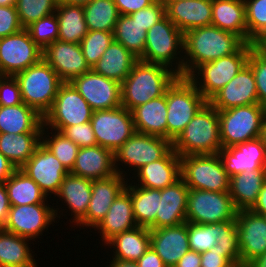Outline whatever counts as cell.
Listing matches in <instances>:
<instances>
[{
  "mask_svg": "<svg viewBox=\"0 0 266 267\" xmlns=\"http://www.w3.org/2000/svg\"><path fill=\"white\" fill-rule=\"evenodd\" d=\"M183 43V77H188L201 64L231 55L245 42L234 33L210 25L185 32Z\"/></svg>",
  "mask_w": 266,
  "mask_h": 267,
  "instance_id": "1",
  "label": "cell"
},
{
  "mask_svg": "<svg viewBox=\"0 0 266 267\" xmlns=\"http://www.w3.org/2000/svg\"><path fill=\"white\" fill-rule=\"evenodd\" d=\"M178 75L170 68L137 60L121 83V104L132 111L151 99L161 97Z\"/></svg>",
  "mask_w": 266,
  "mask_h": 267,
  "instance_id": "2",
  "label": "cell"
},
{
  "mask_svg": "<svg viewBox=\"0 0 266 267\" xmlns=\"http://www.w3.org/2000/svg\"><path fill=\"white\" fill-rule=\"evenodd\" d=\"M172 145L173 150L180 157L219 153L222 149V142L218 110L207 102Z\"/></svg>",
  "mask_w": 266,
  "mask_h": 267,
  "instance_id": "3",
  "label": "cell"
},
{
  "mask_svg": "<svg viewBox=\"0 0 266 267\" xmlns=\"http://www.w3.org/2000/svg\"><path fill=\"white\" fill-rule=\"evenodd\" d=\"M23 102L42 117L49 111L63 83L56 71L42 58L38 63L14 75Z\"/></svg>",
  "mask_w": 266,
  "mask_h": 267,
  "instance_id": "4",
  "label": "cell"
},
{
  "mask_svg": "<svg viewBox=\"0 0 266 267\" xmlns=\"http://www.w3.org/2000/svg\"><path fill=\"white\" fill-rule=\"evenodd\" d=\"M167 139L172 143L208 102L188 77L178 76L166 89Z\"/></svg>",
  "mask_w": 266,
  "mask_h": 267,
  "instance_id": "5",
  "label": "cell"
},
{
  "mask_svg": "<svg viewBox=\"0 0 266 267\" xmlns=\"http://www.w3.org/2000/svg\"><path fill=\"white\" fill-rule=\"evenodd\" d=\"M183 42L184 33L165 15L147 31L144 53L139 60L166 66L178 76L183 77L184 59L182 58L184 57H177L181 50L183 53ZM174 61H176L175 65L177 66L175 68L172 65Z\"/></svg>",
  "mask_w": 266,
  "mask_h": 267,
  "instance_id": "6",
  "label": "cell"
},
{
  "mask_svg": "<svg viewBox=\"0 0 266 267\" xmlns=\"http://www.w3.org/2000/svg\"><path fill=\"white\" fill-rule=\"evenodd\" d=\"M253 47V44L244 43L231 55L201 64L188 76V79L192 81L201 95L209 101L247 64L250 50ZM196 73L202 77L197 78Z\"/></svg>",
  "mask_w": 266,
  "mask_h": 267,
  "instance_id": "7",
  "label": "cell"
},
{
  "mask_svg": "<svg viewBox=\"0 0 266 267\" xmlns=\"http://www.w3.org/2000/svg\"><path fill=\"white\" fill-rule=\"evenodd\" d=\"M222 148L261 137L266 109L259 103L218 110Z\"/></svg>",
  "mask_w": 266,
  "mask_h": 267,
  "instance_id": "8",
  "label": "cell"
},
{
  "mask_svg": "<svg viewBox=\"0 0 266 267\" xmlns=\"http://www.w3.org/2000/svg\"><path fill=\"white\" fill-rule=\"evenodd\" d=\"M181 178L189 189L229 192L230 177L219 154L180 157Z\"/></svg>",
  "mask_w": 266,
  "mask_h": 267,
  "instance_id": "9",
  "label": "cell"
},
{
  "mask_svg": "<svg viewBox=\"0 0 266 267\" xmlns=\"http://www.w3.org/2000/svg\"><path fill=\"white\" fill-rule=\"evenodd\" d=\"M94 110L70 82H63L49 111L43 117V126L62 132L66 127L87 123Z\"/></svg>",
  "mask_w": 266,
  "mask_h": 267,
  "instance_id": "10",
  "label": "cell"
},
{
  "mask_svg": "<svg viewBox=\"0 0 266 267\" xmlns=\"http://www.w3.org/2000/svg\"><path fill=\"white\" fill-rule=\"evenodd\" d=\"M237 212L229 192L189 189L186 222L213 224L236 221Z\"/></svg>",
  "mask_w": 266,
  "mask_h": 267,
  "instance_id": "11",
  "label": "cell"
},
{
  "mask_svg": "<svg viewBox=\"0 0 266 267\" xmlns=\"http://www.w3.org/2000/svg\"><path fill=\"white\" fill-rule=\"evenodd\" d=\"M173 148L166 138L135 132L126 142L114 151V163L117 173L123 175L117 162L134 167L137 172L141 167L162 159Z\"/></svg>",
  "mask_w": 266,
  "mask_h": 267,
  "instance_id": "12",
  "label": "cell"
},
{
  "mask_svg": "<svg viewBox=\"0 0 266 267\" xmlns=\"http://www.w3.org/2000/svg\"><path fill=\"white\" fill-rule=\"evenodd\" d=\"M90 122L97 145L113 152L136 132L131 111L122 106L95 110Z\"/></svg>",
  "mask_w": 266,
  "mask_h": 267,
  "instance_id": "13",
  "label": "cell"
},
{
  "mask_svg": "<svg viewBox=\"0 0 266 267\" xmlns=\"http://www.w3.org/2000/svg\"><path fill=\"white\" fill-rule=\"evenodd\" d=\"M42 52L26 28L0 38V76H14L26 70L43 58Z\"/></svg>",
  "mask_w": 266,
  "mask_h": 267,
  "instance_id": "14",
  "label": "cell"
},
{
  "mask_svg": "<svg viewBox=\"0 0 266 267\" xmlns=\"http://www.w3.org/2000/svg\"><path fill=\"white\" fill-rule=\"evenodd\" d=\"M47 205L37 203L11 206L2 229L30 240L38 238L58 217V208L53 209Z\"/></svg>",
  "mask_w": 266,
  "mask_h": 267,
  "instance_id": "15",
  "label": "cell"
},
{
  "mask_svg": "<svg viewBox=\"0 0 266 267\" xmlns=\"http://www.w3.org/2000/svg\"><path fill=\"white\" fill-rule=\"evenodd\" d=\"M90 107L95 110H110L122 106L121 84L90 69L70 82Z\"/></svg>",
  "mask_w": 266,
  "mask_h": 267,
  "instance_id": "16",
  "label": "cell"
},
{
  "mask_svg": "<svg viewBox=\"0 0 266 267\" xmlns=\"http://www.w3.org/2000/svg\"><path fill=\"white\" fill-rule=\"evenodd\" d=\"M20 170L34 180L47 197L49 194H54L56 197L64 177L69 173L42 143L37 146L33 155Z\"/></svg>",
  "mask_w": 266,
  "mask_h": 267,
  "instance_id": "17",
  "label": "cell"
},
{
  "mask_svg": "<svg viewBox=\"0 0 266 267\" xmlns=\"http://www.w3.org/2000/svg\"><path fill=\"white\" fill-rule=\"evenodd\" d=\"M240 262L248 267L266 253V220L251 210H239L236 216Z\"/></svg>",
  "mask_w": 266,
  "mask_h": 267,
  "instance_id": "18",
  "label": "cell"
},
{
  "mask_svg": "<svg viewBox=\"0 0 266 267\" xmlns=\"http://www.w3.org/2000/svg\"><path fill=\"white\" fill-rule=\"evenodd\" d=\"M42 53L43 59L56 71L62 82H71L91 69L77 43L56 40L47 45Z\"/></svg>",
  "mask_w": 266,
  "mask_h": 267,
  "instance_id": "19",
  "label": "cell"
},
{
  "mask_svg": "<svg viewBox=\"0 0 266 267\" xmlns=\"http://www.w3.org/2000/svg\"><path fill=\"white\" fill-rule=\"evenodd\" d=\"M218 154L229 177L252 170H266V146L261 137L222 148Z\"/></svg>",
  "mask_w": 266,
  "mask_h": 267,
  "instance_id": "20",
  "label": "cell"
},
{
  "mask_svg": "<svg viewBox=\"0 0 266 267\" xmlns=\"http://www.w3.org/2000/svg\"><path fill=\"white\" fill-rule=\"evenodd\" d=\"M208 102L217 110L259 103L256 82L251 67L246 64Z\"/></svg>",
  "mask_w": 266,
  "mask_h": 267,
  "instance_id": "21",
  "label": "cell"
},
{
  "mask_svg": "<svg viewBox=\"0 0 266 267\" xmlns=\"http://www.w3.org/2000/svg\"><path fill=\"white\" fill-rule=\"evenodd\" d=\"M125 174L119 173L105 179L92 181L91 199L85 218L78 224L81 227H95L107 214L117 196L125 189Z\"/></svg>",
  "mask_w": 266,
  "mask_h": 267,
  "instance_id": "22",
  "label": "cell"
},
{
  "mask_svg": "<svg viewBox=\"0 0 266 267\" xmlns=\"http://www.w3.org/2000/svg\"><path fill=\"white\" fill-rule=\"evenodd\" d=\"M150 246L167 267H174L190 250L188 222L176 226L150 229Z\"/></svg>",
  "mask_w": 266,
  "mask_h": 267,
  "instance_id": "23",
  "label": "cell"
},
{
  "mask_svg": "<svg viewBox=\"0 0 266 267\" xmlns=\"http://www.w3.org/2000/svg\"><path fill=\"white\" fill-rule=\"evenodd\" d=\"M168 19L183 33L212 22V0L163 2Z\"/></svg>",
  "mask_w": 266,
  "mask_h": 267,
  "instance_id": "24",
  "label": "cell"
},
{
  "mask_svg": "<svg viewBox=\"0 0 266 267\" xmlns=\"http://www.w3.org/2000/svg\"><path fill=\"white\" fill-rule=\"evenodd\" d=\"M70 173L92 181L109 178L117 173L114 152L99 145L79 148Z\"/></svg>",
  "mask_w": 266,
  "mask_h": 267,
  "instance_id": "25",
  "label": "cell"
},
{
  "mask_svg": "<svg viewBox=\"0 0 266 267\" xmlns=\"http://www.w3.org/2000/svg\"><path fill=\"white\" fill-rule=\"evenodd\" d=\"M188 193L189 188L182 178L161 189L159 212L156 214V229L186 222Z\"/></svg>",
  "mask_w": 266,
  "mask_h": 267,
  "instance_id": "26",
  "label": "cell"
},
{
  "mask_svg": "<svg viewBox=\"0 0 266 267\" xmlns=\"http://www.w3.org/2000/svg\"><path fill=\"white\" fill-rule=\"evenodd\" d=\"M138 186L164 189L181 178L180 156L173 148L162 158L141 167L137 173Z\"/></svg>",
  "mask_w": 266,
  "mask_h": 267,
  "instance_id": "27",
  "label": "cell"
},
{
  "mask_svg": "<svg viewBox=\"0 0 266 267\" xmlns=\"http://www.w3.org/2000/svg\"><path fill=\"white\" fill-rule=\"evenodd\" d=\"M130 194L124 189L114 200L105 217L95 227L106 244L114 236L137 227Z\"/></svg>",
  "mask_w": 266,
  "mask_h": 267,
  "instance_id": "28",
  "label": "cell"
},
{
  "mask_svg": "<svg viewBox=\"0 0 266 267\" xmlns=\"http://www.w3.org/2000/svg\"><path fill=\"white\" fill-rule=\"evenodd\" d=\"M131 113L136 132L167 139V104L165 94L135 107Z\"/></svg>",
  "mask_w": 266,
  "mask_h": 267,
  "instance_id": "29",
  "label": "cell"
},
{
  "mask_svg": "<svg viewBox=\"0 0 266 267\" xmlns=\"http://www.w3.org/2000/svg\"><path fill=\"white\" fill-rule=\"evenodd\" d=\"M212 26L238 35L247 43L244 0H212Z\"/></svg>",
  "mask_w": 266,
  "mask_h": 267,
  "instance_id": "30",
  "label": "cell"
},
{
  "mask_svg": "<svg viewBox=\"0 0 266 267\" xmlns=\"http://www.w3.org/2000/svg\"><path fill=\"white\" fill-rule=\"evenodd\" d=\"M43 117L24 102L16 106H0V133H41Z\"/></svg>",
  "mask_w": 266,
  "mask_h": 267,
  "instance_id": "31",
  "label": "cell"
},
{
  "mask_svg": "<svg viewBox=\"0 0 266 267\" xmlns=\"http://www.w3.org/2000/svg\"><path fill=\"white\" fill-rule=\"evenodd\" d=\"M91 186L92 180L85 179L81 176L68 173L63 182L61 183L60 189L56 194L57 197L62 198L64 203L71 210V215H74L72 222L78 224L85 218L88 205L91 199Z\"/></svg>",
  "mask_w": 266,
  "mask_h": 267,
  "instance_id": "32",
  "label": "cell"
},
{
  "mask_svg": "<svg viewBox=\"0 0 266 267\" xmlns=\"http://www.w3.org/2000/svg\"><path fill=\"white\" fill-rule=\"evenodd\" d=\"M137 60L138 58L121 43L113 40L92 69L96 73L121 84L130 74Z\"/></svg>",
  "mask_w": 266,
  "mask_h": 267,
  "instance_id": "33",
  "label": "cell"
},
{
  "mask_svg": "<svg viewBox=\"0 0 266 267\" xmlns=\"http://www.w3.org/2000/svg\"><path fill=\"white\" fill-rule=\"evenodd\" d=\"M266 180V170H252L230 177L229 193L235 208L250 210Z\"/></svg>",
  "mask_w": 266,
  "mask_h": 267,
  "instance_id": "34",
  "label": "cell"
},
{
  "mask_svg": "<svg viewBox=\"0 0 266 267\" xmlns=\"http://www.w3.org/2000/svg\"><path fill=\"white\" fill-rule=\"evenodd\" d=\"M106 244L116 249L113 259L137 261L150 247V229L137 226L114 236Z\"/></svg>",
  "mask_w": 266,
  "mask_h": 267,
  "instance_id": "35",
  "label": "cell"
},
{
  "mask_svg": "<svg viewBox=\"0 0 266 267\" xmlns=\"http://www.w3.org/2000/svg\"><path fill=\"white\" fill-rule=\"evenodd\" d=\"M125 190L131 196L133 215L137 225L156 229V214L159 212L161 189L126 184Z\"/></svg>",
  "mask_w": 266,
  "mask_h": 267,
  "instance_id": "36",
  "label": "cell"
},
{
  "mask_svg": "<svg viewBox=\"0 0 266 267\" xmlns=\"http://www.w3.org/2000/svg\"><path fill=\"white\" fill-rule=\"evenodd\" d=\"M29 240L0 228V267H37Z\"/></svg>",
  "mask_w": 266,
  "mask_h": 267,
  "instance_id": "37",
  "label": "cell"
},
{
  "mask_svg": "<svg viewBox=\"0 0 266 267\" xmlns=\"http://www.w3.org/2000/svg\"><path fill=\"white\" fill-rule=\"evenodd\" d=\"M41 143V133H0V152L20 169Z\"/></svg>",
  "mask_w": 266,
  "mask_h": 267,
  "instance_id": "38",
  "label": "cell"
},
{
  "mask_svg": "<svg viewBox=\"0 0 266 267\" xmlns=\"http://www.w3.org/2000/svg\"><path fill=\"white\" fill-rule=\"evenodd\" d=\"M55 14L59 23L58 40L79 44L88 33L83 6L58 3Z\"/></svg>",
  "mask_w": 266,
  "mask_h": 267,
  "instance_id": "39",
  "label": "cell"
},
{
  "mask_svg": "<svg viewBox=\"0 0 266 267\" xmlns=\"http://www.w3.org/2000/svg\"><path fill=\"white\" fill-rule=\"evenodd\" d=\"M11 206L45 203L47 195L40 186L20 169L4 182Z\"/></svg>",
  "mask_w": 266,
  "mask_h": 267,
  "instance_id": "40",
  "label": "cell"
},
{
  "mask_svg": "<svg viewBox=\"0 0 266 267\" xmlns=\"http://www.w3.org/2000/svg\"><path fill=\"white\" fill-rule=\"evenodd\" d=\"M147 31L129 15H119L113 32L114 41L121 43L138 59L145 49Z\"/></svg>",
  "mask_w": 266,
  "mask_h": 267,
  "instance_id": "41",
  "label": "cell"
},
{
  "mask_svg": "<svg viewBox=\"0 0 266 267\" xmlns=\"http://www.w3.org/2000/svg\"><path fill=\"white\" fill-rule=\"evenodd\" d=\"M83 9L88 30L114 32L119 12L113 0H92Z\"/></svg>",
  "mask_w": 266,
  "mask_h": 267,
  "instance_id": "42",
  "label": "cell"
},
{
  "mask_svg": "<svg viewBox=\"0 0 266 267\" xmlns=\"http://www.w3.org/2000/svg\"><path fill=\"white\" fill-rule=\"evenodd\" d=\"M45 128V126L42 128L41 143L49 149L70 172L74 167L79 147L62 132L56 130H54L55 132L51 137L49 135L47 136L48 138L43 136L45 134Z\"/></svg>",
  "mask_w": 266,
  "mask_h": 267,
  "instance_id": "43",
  "label": "cell"
},
{
  "mask_svg": "<svg viewBox=\"0 0 266 267\" xmlns=\"http://www.w3.org/2000/svg\"><path fill=\"white\" fill-rule=\"evenodd\" d=\"M57 6V0H16L15 4L23 28L45 16L53 14Z\"/></svg>",
  "mask_w": 266,
  "mask_h": 267,
  "instance_id": "44",
  "label": "cell"
},
{
  "mask_svg": "<svg viewBox=\"0 0 266 267\" xmlns=\"http://www.w3.org/2000/svg\"><path fill=\"white\" fill-rule=\"evenodd\" d=\"M246 6L247 43L266 35V0H244Z\"/></svg>",
  "mask_w": 266,
  "mask_h": 267,
  "instance_id": "45",
  "label": "cell"
},
{
  "mask_svg": "<svg viewBox=\"0 0 266 267\" xmlns=\"http://www.w3.org/2000/svg\"><path fill=\"white\" fill-rule=\"evenodd\" d=\"M113 40V32L88 30V33L79 44L86 63L91 69Z\"/></svg>",
  "mask_w": 266,
  "mask_h": 267,
  "instance_id": "46",
  "label": "cell"
},
{
  "mask_svg": "<svg viewBox=\"0 0 266 267\" xmlns=\"http://www.w3.org/2000/svg\"><path fill=\"white\" fill-rule=\"evenodd\" d=\"M216 245L221 252H228V262H240V246L236 221L216 223Z\"/></svg>",
  "mask_w": 266,
  "mask_h": 267,
  "instance_id": "47",
  "label": "cell"
},
{
  "mask_svg": "<svg viewBox=\"0 0 266 267\" xmlns=\"http://www.w3.org/2000/svg\"><path fill=\"white\" fill-rule=\"evenodd\" d=\"M31 39L43 50L47 45L58 40L59 23L55 12L26 27Z\"/></svg>",
  "mask_w": 266,
  "mask_h": 267,
  "instance_id": "48",
  "label": "cell"
},
{
  "mask_svg": "<svg viewBox=\"0 0 266 267\" xmlns=\"http://www.w3.org/2000/svg\"><path fill=\"white\" fill-rule=\"evenodd\" d=\"M188 241L191 251L203 253L216 245V223L195 224L188 222Z\"/></svg>",
  "mask_w": 266,
  "mask_h": 267,
  "instance_id": "49",
  "label": "cell"
},
{
  "mask_svg": "<svg viewBox=\"0 0 266 267\" xmlns=\"http://www.w3.org/2000/svg\"><path fill=\"white\" fill-rule=\"evenodd\" d=\"M247 64L253 71L258 102L266 109V58L253 47L250 50Z\"/></svg>",
  "mask_w": 266,
  "mask_h": 267,
  "instance_id": "50",
  "label": "cell"
},
{
  "mask_svg": "<svg viewBox=\"0 0 266 267\" xmlns=\"http://www.w3.org/2000/svg\"><path fill=\"white\" fill-rule=\"evenodd\" d=\"M62 133L79 148L97 145L91 122L66 127Z\"/></svg>",
  "mask_w": 266,
  "mask_h": 267,
  "instance_id": "51",
  "label": "cell"
},
{
  "mask_svg": "<svg viewBox=\"0 0 266 267\" xmlns=\"http://www.w3.org/2000/svg\"><path fill=\"white\" fill-rule=\"evenodd\" d=\"M165 15V5L162 0H157L149 7L129 14V16L142 25L146 31H148Z\"/></svg>",
  "mask_w": 266,
  "mask_h": 267,
  "instance_id": "52",
  "label": "cell"
},
{
  "mask_svg": "<svg viewBox=\"0 0 266 267\" xmlns=\"http://www.w3.org/2000/svg\"><path fill=\"white\" fill-rule=\"evenodd\" d=\"M21 103L20 87L14 76H0V106H16Z\"/></svg>",
  "mask_w": 266,
  "mask_h": 267,
  "instance_id": "53",
  "label": "cell"
},
{
  "mask_svg": "<svg viewBox=\"0 0 266 267\" xmlns=\"http://www.w3.org/2000/svg\"><path fill=\"white\" fill-rule=\"evenodd\" d=\"M23 29L15 6H0V38Z\"/></svg>",
  "mask_w": 266,
  "mask_h": 267,
  "instance_id": "54",
  "label": "cell"
},
{
  "mask_svg": "<svg viewBox=\"0 0 266 267\" xmlns=\"http://www.w3.org/2000/svg\"><path fill=\"white\" fill-rule=\"evenodd\" d=\"M228 263V252H221L217 245L201 253V267H225Z\"/></svg>",
  "mask_w": 266,
  "mask_h": 267,
  "instance_id": "55",
  "label": "cell"
},
{
  "mask_svg": "<svg viewBox=\"0 0 266 267\" xmlns=\"http://www.w3.org/2000/svg\"><path fill=\"white\" fill-rule=\"evenodd\" d=\"M119 15H129L133 12L147 8L157 0H113Z\"/></svg>",
  "mask_w": 266,
  "mask_h": 267,
  "instance_id": "56",
  "label": "cell"
},
{
  "mask_svg": "<svg viewBox=\"0 0 266 267\" xmlns=\"http://www.w3.org/2000/svg\"><path fill=\"white\" fill-rule=\"evenodd\" d=\"M136 263L138 267H167L151 246Z\"/></svg>",
  "mask_w": 266,
  "mask_h": 267,
  "instance_id": "57",
  "label": "cell"
},
{
  "mask_svg": "<svg viewBox=\"0 0 266 267\" xmlns=\"http://www.w3.org/2000/svg\"><path fill=\"white\" fill-rule=\"evenodd\" d=\"M11 205L5 184H0V228L3 227Z\"/></svg>",
  "mask_w": 266,
  "mask_h": 267,
  "instance_id": "58",
  "label": "cell"
},
{
  "mask_svg": "<svg viewBox=\"0 0 266 267\" xmlns=\"http://www.w3.org/2000/svg\"><path fill=\"white\" fill-rule=\"evenodd\" d=\"M174 267H201V253L189 250Z\"/></svg>",
  "mask_w": 266,
  "mask_h": 267,
  "instance_id": "59",
  "label": "cell"
},
{
  "mask_svg": "<svg viewBox=\"0 0 266 267\" xmlns=\"http://www.w3.org/2000/svg\"><path fill=\"white\" fill-rule=\"evenodd\" d=\"M16 170V167L0 152V184H3Z\"/></svg>",
  "mask_w": 266,
  "mask_h": 267,
  "instance_id": "60",
  "label": "cell"
},
{
  "mask_svg": "<svg viewBox=\"0 0 266 267\" xmlns=\"http://www.w3.org/2000/svg\"><path fill=\"white\" fill-rule=\"evenodd\" d=\"M250 210L261 216L266 215V180L264 181L262 189L258 194L256 203Z\"/></svg>",
  "mask_w": 266,
  "mask_h": 267,
  "instance_id": "61",
  "label": "cell"
},
{
  "mask_svg": "<svg viewBox=\"0 0 266 267\" xmlns=\"http://www.w3.org/2000/svg\"><path fill=\"white\" fill-rule=\"evenodd\" d=\"M109 267H138L136 261L112 259Z\"/></svg>",
  "mask_w": 266,
  "mask_h": 267,
  "instance_id": "62",
  "label": "cell"
},
{
  "mask_svg": "<svg viewBox=\"0 0 266 267\" xmlns=\"http://www.w3.org/2000/svg\"><path fill=\"white\" fill-rule=\"evenodd\" d=\"M254 48L266 58V35L260 37L255 43Z\"/></svg>",
  "mask_w": 266,
  "mask_h": 267,
  "instance_id": "63",
  "label": "cell"
},
{
  "mask_svg": "<svg viewBox=\"0 0 266 267\" xmlns=\"http://www.w3.org/2000/svg\"><path fill=\"white\" fill-rule=\"evenodd\" d=\"M248 267H266V253L254 260Z\"/></svg>",
  "mask_w": 266,
  "mask_h": 267,
  "instance_id": "64",
  "label": "cell"
},
{
  "mask_svg": "<svg viewBox=\"0 0 266 267\" xmlns=\"http://www.w3.org/2000/svg\"><path fill=\"white\" fill-rule=\"evenodd\" d=\"M58 3L84 6L92 0H57Z\"/></svg>",
  "mask_w": 266,
  "mask_h": 267,
  "instance_id": "65",
  "label": "cell"
},
{
  "mask_svg": "<svg viewBox=\"0 0 266 267\" xmlns=\"http://www.w3.org/2000/svg\"><path fill=\"white\" fill-rule=\"evenodd\" d=\"M261 138L263 140V143L266 146V115H265L264 120H263Z\"/></svg>",
  "mask_w": 266,
  "mask_h": 267,
  "instance_id": "66",
  "label": "cell"
},
{
  "mask_svg": "<svg viewBox=\"0 0 266 267\" xmlns=\"http://www.w3.org/2000/svg\"><path fill=\"white\" fill-rule=\"evenodd\" d=\"M16 0H0V6H15Z\"/></svg>",
  "mask_w": 266,
  "mask_h": 267,
  "instance_id": "67",
  "label": "cell"
},
{
  "mask_svg": "<svg viewBox=\"0 0 266 267\" xmlns=\"http://www.w3.org/2000/svg\"><path fill=\"white\" fill-rule=\"evenodd\" d=\"M225 267H245L241 262H229Z\"/></svg>",
  "mask_w": 266,
  "mask_h": 267,
  "instance_id": "68",
  "label": "cell"
},
{
  "mask_svg": "<svg viewBox=\"0 0 266 267\" xmlns=\"http://www.w3.org/2000/svg\"><path fill=\"white\" fill-rule=\"evenodd\" d=\"M179 1H183V0H162V2H179Z\"/></svg>",
  "mask_w": 266,
  "mask_h": 267,
  "instance_id": "69",
  "label": "cell"
}]
</instances>
